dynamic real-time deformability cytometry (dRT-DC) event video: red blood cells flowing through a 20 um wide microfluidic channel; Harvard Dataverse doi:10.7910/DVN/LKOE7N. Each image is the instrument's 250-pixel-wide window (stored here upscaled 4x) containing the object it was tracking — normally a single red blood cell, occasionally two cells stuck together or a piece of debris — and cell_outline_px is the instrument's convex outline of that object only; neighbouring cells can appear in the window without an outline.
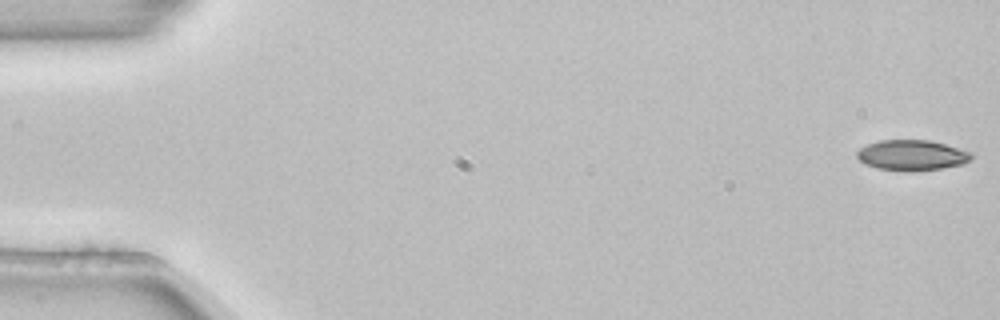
{"species": "common noctule bat (a hibernating species)", "species_latin": "Nyctalus noctula", "temperature_condition": "room temperature", "stored_images_in_passage": 4, "camera_frame_rate_fps": 3000, "um_per_image_px": 0.085, "animal": {"sex": "female", "body_mass_g": 22.7, "forearm_length_mm": 54.2}, "frame": {"image": 1, "passage_image": 1, "time_ms": 0.0, "image_size_px": [1000, 320], "cell_outline_px": [[972, 160], [964, 164], [940, 168], [912, 172], [904, 172], [876, 168], [864, 164], [856, 156], [856, 152], [860, 148], [868, 144], [880, 140], [928, 140], [944, 144], [972, 152]], "centroid_in_image_um": [77.5, 13.21], "position_along_channel_um": 7.5, "area_um2": 20.52}}
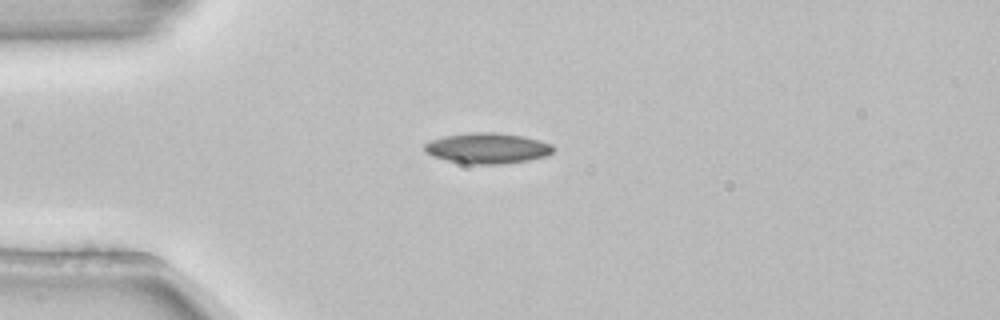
{"frame": {"image": 2, "passage_image": 3, "time_ms": 0.667, "image_size_px": [1000, 320], "cell_outline_px": [[556, 148], [548, 156], [528, 160], [500, 164], [468, 164], [448, 160], [432, 156], [424, 152], [424, 144], [432, 140], [444, 136], [468, 132], [496, 132], [524, 136], [540, 140], [552, 144]], "centroid_in_image_um": [41.45, 12.59], "position_along_channel_um": 43.5, "area_um2": 23.18}}